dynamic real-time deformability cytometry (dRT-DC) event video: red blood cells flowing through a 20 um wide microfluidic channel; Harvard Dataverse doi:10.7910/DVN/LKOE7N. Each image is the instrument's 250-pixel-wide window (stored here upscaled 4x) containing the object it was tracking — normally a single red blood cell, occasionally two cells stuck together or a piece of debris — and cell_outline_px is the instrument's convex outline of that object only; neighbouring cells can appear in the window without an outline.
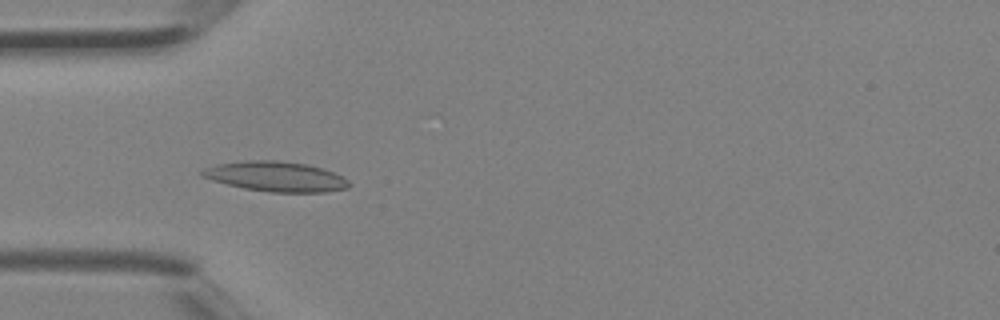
{"species": "Egyptian fruit bat (a non-hibernating species)", "species_latin": "Rousettus aegyptiacus", "temperature_condition": "room temperature", "stored_images_in_passage": 3, "camera_frame_rate_fps": 3000, "um_per_image_px": 0.085, "animal": {"sex": "female"}, "frame": {"image": 1, "passage_image": 3, "time_ms": 0.667, "image_size_px": [1000, 320], "cell_outline_px": [[352, 184], [348, 188], [324, 192], [268, 192], [244, 188], [212, 180], [200, 176], [200, 172], [204, 168], [216, 164], [244, 160], [276, 160], [308, 164], [344, 176]], "centroid_in_image_um": [23.45, 15.0], "position_along_channel_um": 61.6, "area_um2": 25.78}}